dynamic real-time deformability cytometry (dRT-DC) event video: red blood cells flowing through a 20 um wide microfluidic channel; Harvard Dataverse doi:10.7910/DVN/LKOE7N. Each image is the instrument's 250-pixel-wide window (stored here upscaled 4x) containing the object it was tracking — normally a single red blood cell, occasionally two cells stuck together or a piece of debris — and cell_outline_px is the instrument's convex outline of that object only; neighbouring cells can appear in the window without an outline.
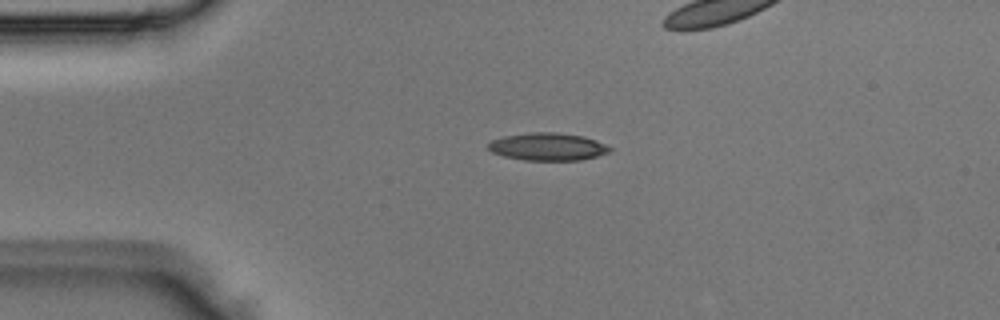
{"species": "Egyptian fruit bat (a non-hibernating species)", "species_latin": "Rousettus aegyptiacus", "temperature_condition": "room temperature", "stored_images_in_passage": 3, "camera_frame_rate_fps": 3000, "um_per_image_px": 0.085, "animal": {"sex": "male"}, "frame": {"image": 1, "passage_image": 1, "time_ms": 0.0, "image_size_px": [1000, 320], "cell_outline_px": [[612, 152], [580, 160], [524, 160], [504, 156], [492, 152], [488, 148], [488, 144], [492, 140], [504, 136], [528, 132], [556, 132], [584, 136], [596, 140], [612, 148]], "centroid_in_image_um": [46.57, 12.46], "position_along_channel_um": 38.4, "area_um2": 19.59}}
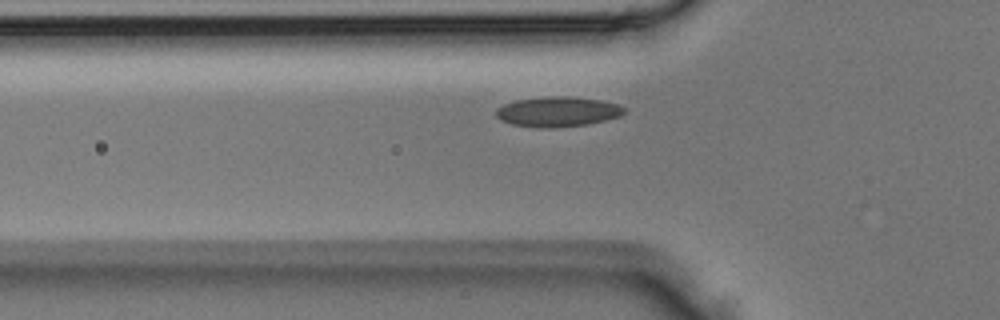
{"frame": {"image": 2, "passage_image": 3, "time_ms": 0.667, "image_size_px": [1000, 320], "cell_outline_px": [[624, 112], [620, 116], [588, 124], [552, 128], [536, 128], [512, 124], [500, 120], [496, 116], [496, 108], [504, 104], [516, 100], [544, 96], [568, 96], [600, 100], [616, 104], [624, 108]], "centroid_in_image_um": [47.35, 9.49], "position_along_channel_um": 78.5, "area_um2": 22.43}}